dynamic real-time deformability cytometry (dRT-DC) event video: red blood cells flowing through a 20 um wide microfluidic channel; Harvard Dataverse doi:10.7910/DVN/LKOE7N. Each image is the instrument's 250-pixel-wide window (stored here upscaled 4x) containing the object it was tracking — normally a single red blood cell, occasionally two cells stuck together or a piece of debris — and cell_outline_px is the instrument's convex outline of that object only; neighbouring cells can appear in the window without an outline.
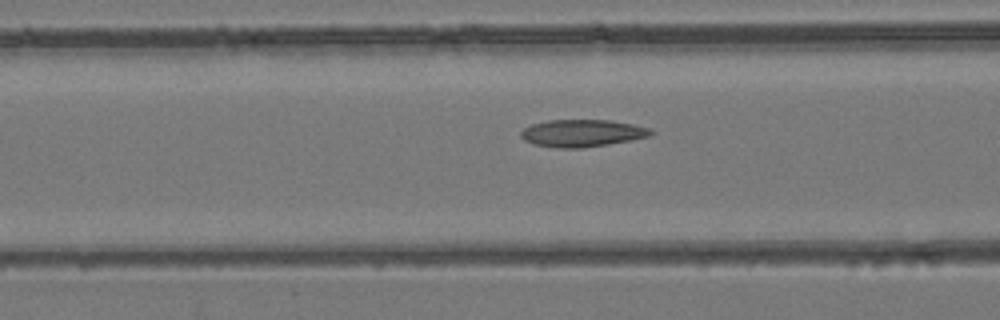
{"species": "common noctule bat (a hibernating species)", "species_latin": "Nyctalus noctula", "temperature_condition": "room temperature", "stored_images_in_passage": 49, "camera_frame_rate_fps": 3000, "um_per_image_px": 0.085, "animal": {"sex": "female", "body_mass_g": 24.6, "forearm_length_mm": 56.2}, "frame": {"image": 1, "passage_image": 20, "time_ms": 6.333, "image_size_px": [1000, 320], "cell_outline_px": [[656, 132], [652, 136], [632, 140], [584, 148], [556, 148], [532, 144], [524, 140], [520, 136], [520, 132], [524, 128], [532, 124], [548, 120], [608, 120], [632, 124], [648, 128]], "centroid_in_image_um": [49.48, 11.33], "position_along_channel_um": 117.1, "area_um2": 20.81}}
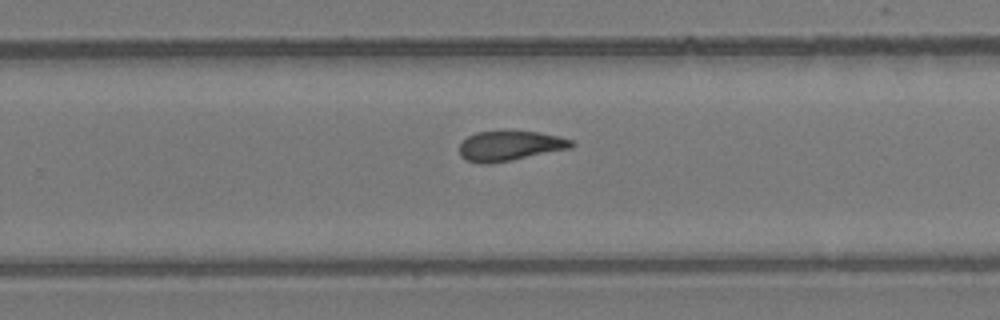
{"frame": {"image": 2, "passage_image": 32, "time_ms": 10.333, "image_size_px": [1000, 320], "cell_outline_px": [[576, 144], [572, 148], [492, 164], [476, 164], [464, 160], [460, 156], [460, 144], [468, 136], [476, 132], [540, 132], [560, 136], [572, 140]], "centroid_in_image_um": [43.35, 12.42], "position_along_channel_um": 286.5, "area_um2": 19.65}}
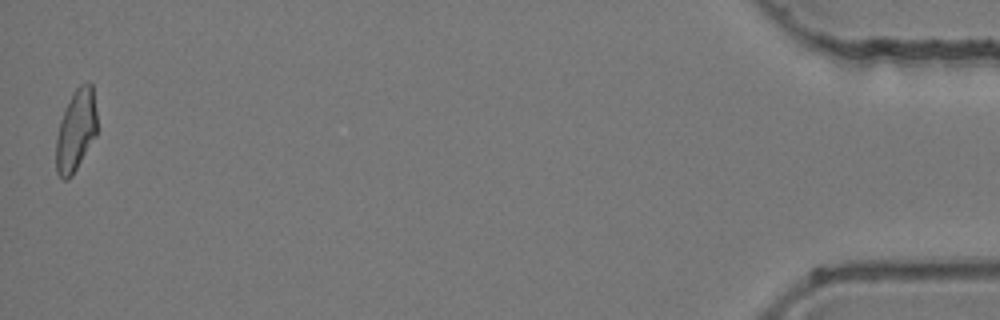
{"frame": {"image": 3, "passage_image": 49, "time_ms": 16.0, "image_size_px": [1000, 320], "cell_outline_px": [[96, 136], [72, 176], [68, 180], [64, 180], [56, 172], [56, 140], [60, 120], [64, 108], [76, 88], [80, 84], [88, 80], [92, 84], [96, 112]], "centroid_in_image_um": [6.45, 11.08], "position_along_channel_um": 428.8, "area_um2": 19.59}}